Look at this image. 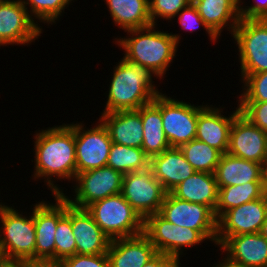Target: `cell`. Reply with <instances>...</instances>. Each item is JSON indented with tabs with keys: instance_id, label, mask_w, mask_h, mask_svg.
<instances>
[{
	"instance_id": "1",
	"label": "cell",
	"mask_w": 267,
	"mask_h": 267,
	"mask_svg": "<svg viewBox=\"0 0 267 267\" xmlns=\"http://www.w3.org/2000/svg\"><path fill=\"white\" fill-rule=\"evenodd\" d=\"M34 134V181L44 180L51 196L63 194L64 188L55 184L58 180L70 181L76 177V152L74 123L54 125ZM34 177V178H33ZM57 179V181L55 179Z\"/></svg>"
},
{
	"instance_id": "2",
	"label": "cell",
	"mask_w": 267,
	"mask_h": 267,
	"mask_svg": "<svg viewBox=\"0 0 267 267\" xmlns=\"http://www.w3.org/2000/svg\"><path fill=\"white\" fill-rule=\"evenodd\" d=\"M157 26L125 31L128 36L115 38L114 41L115 45L124 50V59L145 66L161 80L177 56L182 36L179 33L161 31Z\"/></svg>"
},
{
	"instance_id": "3",
	"label": "cell",
	"mask_w": 267,
	"mask_h": 267,
	"mask_svg": "<svg viewBox=\"0 0 267 267\" xmlns=\"http://www.w3.org/2000/svg\"><path fill=\"white\" fill-rule=\"evenodd\" d=\"M157 77L145 66L124 58L113 67L103 113L137 110L161 93L154 84Z\"/></svg>"
},
{
	"instance_id": "4",
	"label": "cell",
	"mask_w": 267,
	"mask_h": 267,
	"mask_svg": "<svg viewBox=\"0 0 267 267\" xmlns=\"http://www.w3.org/2000/svg\"><path fill=\"white\" fill-rule=\"evenodd\" d=\"M85 209L110 240L144 233V220L121 193L95 201Z\"/></svg>"
},
{
	"instance_id": "5",
	"label": "cell",
	"mask_w": 267,
	"mask_h": 267,
	"mask_svg": "<svg viewBox=\"0 0 267 267\" xmlns=\"http://www.w3.org/2000/svg\"><path fill=\"white\" fill-rule=\"evenodd\" d=\"M31 209L29 217L13 205L3 210L0 216V255L3 258L35 262L34 207Z\"/></svg>"
},
{
	"instance_id": "6",
	"label": "cell",
	"mask_w": 267,
	"mask_h": 267,
	"mask_svg": "<svg viewBox=\"0 0 267 267\" xmlns=\"http://www.w3.org/2000/svg\"><path fill=\"white\" fill-rule=\"evenodd\" d=\"M231 37L239 52L240 74L267 71V19H240Z\"/></svg>"
},
{
	"instance_id": "7",
	"label": "cell",
	"mask_w": 267,
	"mask_h": 267,
	"mask_svg": "<svg viewBox=\"0 0 267 267\" xmlns=\"http://www.w3.org/2000/svg\"><path fill=\"white\" fill-rule=\"evenodd\" d=\"M144 234L158 253L168 255L178 262L186 247L192 248L208 241L198 230L176 226L159 213L152 214L144 220Z\"/></svg>"
},
{
	"instance_id": "8",
	"label": "cell",
	"mask_w": 267,
	"mask_h": 267,
	"mask_svg": "<svg viewBox=\"0 0 267 267\" xmlns=\"http://www.w3.org/2000/svg\"><path fill=\"white\" fill-rule=\"evenodd\" d=\"M123 174L109 166L78 173L74 180L73 198L62 195L73 207L85 209L95 201L120 194Z\"/></svg>"
},
{
	"instance_id": "9",
	"label": "cell",
	"mask_w": 267,
	"mask_h": 267,
	"mask_svg": "<svg viewBox=\"0 0 267 267\" xmlns=\"http://www.w3.org/2000/svg\"><path fill=\"white\" fill-rule=\"evenodd\" d=\"M159 214L176 226L198 230L216 246L217 218L214 211L205 205L191 203L166 193Z\"/></svg>"
},
{
	"instance_id": "10",
	"label": "cell",
	"mask_w": 267,
	"mask_h": 267,
	"mask_svg": "<svg viewBox=\"0 0 267 267\" xmlns=\"http://www.w3.org/2000/svg\"><path fill=\"white\" fill-rule=\"evenodd\" d=\"M166 193L150 167L123 174L121 194L143 220L159 213Z\"/></svg>"
},
{
	"instance_id": "11",
	"label": "cell",
	"mask_w": 267,
	"mask_h": 267,
	"mask_svg": "<svg viewBox=\"0 0 267 267\" xmlns=\"http://www.w3.org/2000/svg\"><path fill=\"white\" fill-rule=\"evenodd\" d=\"M202 105L178 100L161 92L162 126L170 147H180L196 138L198 111Z\"/></svg>"
},
{
	"instance_id": "12",
	"label": "cell",
	"mask_w": 267,
	"mask_h": 267,
	"mask_svg": "<svg viewBox=\"0 0 267 267\" xmlns=\"http://www.w3.org/2000/svg\"><path fill=\"white\" fill-rule=\"evenodd\" d=\"M84 126L81 122L74 124L76 175L107 166L112 145L108 130L99 119L93 127Z\"/></svg>"
},
{
	"instance_id": "13",
	"label": "cell",
	"mask_w": 267,
	"mask_h": 267,
	"mask_svg": "<svg viewBox=\"0 0 267 267\" xmlns=\"http://www.w3.org/2000/svg\"><path fill=\"white\" fill-rule=\"evenodd\" d=\"M43 33L21 0H0V47L27 45Z\"/></svg>"
},
{
	"instance_id": "14",
	"label": "cell",
	"mask_w": 267,
	"mask_h": 267,
	"mask_svg": "<svg viewBox=\"0 0 267 267\" xmlns=\"http://www.w3.org/2000/svg\"><path fill=\"white\" fill-rule=\"evenodd\" d=\"M53 202L38 201L34 206L36 232L35 262H55V233L58 221L66 214V199L55 194Z\"/></svg>"
},
{
	"instance_id": "15",
	"label": "cell",
	"mask_w": 267,
	"mask_h": 267,
	"mask_svg": "<svg viewBox=\"0 0 267 267\" xmlns=\"http://www.w3.org/2000/svg\"><path fill=\"white\" fill-rule=\"evenodd\" d=\"M267 216V192L256 200L227 210L217 220L216 245L231 236L258 233Z\"/></svg>"
},
{
	"instance_id": "16",
	"label": "cell",
	"mask_w": 267,
	"mask_h": 267,
	"mask_svg": "<svg viewBox=\"0 0 267 267\" xmlns=\"http://www.w3.org/2000/svg\"><path fill=\"white\" fill-rule=\"evenodd\" d=\"M227 153L262 164L267 156V133L239 112L230 129Z\"/></svg>"
},
{
	"instance_id": "17",
	"label": "cell",
	"mask_w": 267,
	"mask_h": 267,
	"mask_svg": "<svg viewBox=\"0 0 267 267\" xmlns=\"http://www.w3.org/2000/svg\"><path fill=\"white\" fill-rule=\"evenodd\" d=\"M240 112L237 104L236 110L228 116L223 115L222 107H215L208 103L198 111L196 127V140L207 143L222 154L227 153L229 147L230 129L235 116Z\"/></svg>"
},
{
	"instance_id": "18",
	"label": "cell",
	"mask_w": 267,
	"mask_h": 267,
	"mask_svg": "<svg viewBox=\"0 0 267 267\" xmlns=\"http://www.w3.org/2000/svg\"><path fill=\"white\" fill-rule=\"evenodd\" d=\"M158 254L144 234L111 240L107 257L110 267H143Z\"/></svg>"
},
{
	"instance_id": "19",
	"label": "cell",
	"mask_w": 267,
	"mask_h": 267,
	"mask_svg": "<svg viewBox=\"0 0 267 267\" xmlns=\"http://www.w3.org/2000/svg\"><path fill=\"white\" fill-rule=\"evenodd\" d=\"M71 225L76 242V254L107 253L111 240L86 209L71 206Z\"/></svg>"
},
{
	"instance_id": "20",
	"label": "cell",
	"mask_w": 267,
	"mask_h": 267,
	"mask_svg": "<svg viewBox=\"0 0 267 267\" xmlns=\"http://www.w3.org/2000/svg\"><path fill=\"white\" fill-rule=\"evenodd\" d=\"M219 247L230 260L244 267L267 264V238L259 232L228 237Z\"/></svg>"
},
{
	"instance_id": "21",
	"label": "cell",
	"mask_w": 267,
	"mask_h": 267,
	"mask_svg": "<svg viewBox=\"0 0 267 267\" xmlns=\"http://www.w3.org/2000/svg\"><path fill=\"white\" fill-rule=\"evenodd\" d=\"M149 167L167 193L196 172L178 147H170L151 157Z\"/></svg>"
},
{
	"instance_id": "22",
	"label": "cell",
	"mask_w": 267,
	"mask_h": 267,
	"mask_svg": "<svg viewBox=\"0 0 267 267\" xmlns=\"http://www.w3.org/2000/svg\"><path fill=\"white\" fill-rule=\"evenodd\" d=\"M99 120L108 130L112 143L141 148L143 143V123L140 108L101 114Z\"/></svg>"
},
{
	"instance_id": "23",
	"label": "cell",
	"mask_w": 267,
	"mask_h": 267,
	"mask_svg": "<svg viewBox=\"0 0 267 267\" xmlns=\"http://www.w3.org/2000/svg\"><path fill=\"white\" fill-rule=\"evenodd\" d=\"M208 28L218 37L227 28L232 35L240 21L239 0H199L191 2Z\"/></svg>"
},
{
	"instance_id": "24",
	"label": "cell",
	"mask_w": 267,
	"mask_h": 267,
	"mask_svg": "<svg viewBox=\"0 0 267 267\" xmlns=\"http://www.w3.org/2000/svg\"><path fill=\"white\" fill-rule=\"evenodd\" d=\"M218 187L243 185L248 182H262L261 164L222 154L214 172Z\"/></svg>"
},
{
	"instance_id": "25",
	"label": "cell",
	"mask_w": 267,
	"mask_h": 267,
	"mask_svg": "<svg viewBox=\"0 0 267 267\" xmlns=\"http://www.w3.org/2000/svg\"><path fill=\"white\" fill-rule=\"evenodd\" d=\"M141 121L143 123L142 149L151 158L170 148L168 139L162 126L161 93L151 103L140 107Z\"/></svg>"
},
{
	"instance_id": "26",
	"label": "cell",
	"mask_w": 267,
	"mask_h": 267,
	"mask_svg": "<svg viewBox=\"0 0 267 267\" xmlns=\"http://www.w3.org/2000/svg\"><path fill=\"white\" fill-rule=\"evenodd\" d=\"M171 193L179 199L208 206L214 212L218 204L219 188L213 173L196 171Z\"/></svg>"
},
{
	"instance_id": "27",
	"label": "cell",
	"mask_w": 267,
	"mask_h": 267,
	"mask_svg": "<svg viewBox=\"0 0 267 267\" xmlns=\"http://www.w3.org/2000/svg\"><path fill=\"white\" fill-rule=\"evenodd\" d=\"M115 26L125 31L152 25L148 0H104Z\"/></svg>"
},
{
	"instance_id": "28",
	"label": "cell",
	"mask_w": 267,
	"mask_h": 267,
	"mask_svg": "<svg viewBox=\"0 0 267 267\" xmlns=\"http://www.w3.org/2000/svg\"><path fill=\"white\" fill-rule=\"evenodd\" d=\"M218 188V204L214 212L217 220L227 210L261 198L267 192L262 182H248L243 185Z\"/></svg>"
},
{
	"instance_id": "29",
	"label": "cell",
	"mask_w": 267,
	"mask_h": 267,
	"mask_svg": "<svg viewBox=\"0 0 267 267\" xmlns=\"http://www.w3.org/2000/svg\"><path fill=\"white\" fill-rule=\"evenodd\" d=\"M150 158L142 148L128 147L112 143L107 166L127 174L145 170L149 167Z\"/></svg>"
},
{
	"instance_id": "30",
	"label": "cell",
	"mask_w": 267,
	"mask_h": 267,
	"mask_svg": "<svg viewBox=\"0 0 267 267\" xmlns=\"http://www.w3.org/2000/svg\"><path fill=\"white\" fill-rule=\"evenodd\" d=\"M179 148L187 162L197 172L214 174L222 156V153L217 149L196 139L181 145Z\"/></svg>"
},
{
	"instance_id": "31",
	"label": "cell",
	"mask_w": 267,
	"mask_h": 267,
	"mask_svg": "<svg viewBox=\"0 0 267 267\" xmlns=\"http://www.w3.org/2000/svg\"><path fill=\"white\" fill-rule=\"evenodd\" d=\"M30 17L38 22L48 25L56 24L63 15L65 8L74 0H21ZM39 20V21H38Z\"/></svg>"
},
{
	"instance_id": "32",
	"label": "cell",
	"mask_w": 267,
	"mask_h": 267,
	"mask_svg": "<svg viewBox=\"0 0 267 267\" xmlns=\"http://www.w3.org/2000/svg\"><path fill=\"white\" fill-rule=\"evenodd\" d=\"M76 254V242L71 225V205L66 200V214L58 221L55 233V262Z\"/></svg>"
},
{
	"instance_id": "33",
	"label": "cell",
	"mask_w": 267,
	"mask_h": 267,
	"mask_svg": "<svg viewBox=\"0 0 267 267\" xmlns=\"http://www.w3.org/2000/svg\"><path fill=\"white\" fill-rule=\"evenodd\" d=\"M240 76L243 90L238 102H267V71Z\"/></svg>"
},
{
	"instance_id": "34",
	"label": "cell",
	"mask_w": 267,
	"mask_h": 267,
	"mask_svg": "<svg viewBox=\"0 0 267 267\" xmlns=\"http://www.w3.org/2000/svg\"><path fill=\"white\" fill-rule=\"evenodd\" d=\"M149 2V16L152 25H158L162 18L163 21H172L176 15L184 8H186L191 0H148ZM158 21V22H157Z\"/></svg>"
},
{
	"instance_id": "35",
	"label": "cell",
	"mask_w": 267,
	"mask_h": 267,
	"mask_svg": "<svg viewBox=\"0 0 267 267\" xmlns=\"http://www.w3.org/2000/svg\"><path fill=\"white\" fill-rule=\"evenodd\" d=\"M178 23L181 26V30L190 31V33L196 32V29L204 28L206 34L210 37V41L214 44L218 41V37L208 28L204 20L199 15L194 4L190 3L186 8L182 9L177 15ZM201 26V27H200Z\"/></svg>"
},
{
	"instance_id": "36",
	"label": "cell",
	"mask_w": 267,
	"mask_h": 267,
	"mask_svg": "<svg viewBox=\"0 0 267 267\" xmlns=\"http://www.w3.org/2000/svg\"><path fill=\"white\" fill-rule=\"evenodd\" d=\"M240 113L267 133V102H237Z\"/></svg>"
},
{
	"instance_id": "37",
	"label": "cell",
	"mask_w": 267,
	"mask_h": 267,
	"mask_svg": "<svg viewBox=\"0 0 267 267\" xmlns=\"http://www.w3.org/2000/svg\"><path fill=\"white\" fill-rule=\"evenodd\" d=\"M62 267H110L107 253L99 255L75 254L63 259Z\"/></svg>"
},
{
	"instance_id": "38",
	"label": "cell",
	"mask_w": 267,
	"mask_h": 267,
	"mask_svg": "<svg viewBox=\"0 0 267 267\" xmlns=\"http://www.w3.org/2000/svg\"><path fill=\"white\" fill-rule=\"evenodd\" d=\"M244 1L239 0L241 19H267V0H255V3L249 6L243 5Z\"/></svg>"
},
{
	"instance_id": "39",
	"label": "cell",
	"mask_w": 267,
	"mask_h": 267,
	"mask_svg": "<svg viewBox=\"0 0 267 267\" xmlns=\"http://www.w3.org/2000/svg\"><path fill=\"white\" fill-rule=\"evenodd\" d=\"M181 263L174 258L158 253L153 259L147 262L143 267H182Z\"/></svg>"
},
{
	"instance_id": "40",
	"label": "cell",
	"mask_w": 267,
	"mask_h": 267,
	"mask_svg": "<svg viewBox=\"0 0 267 267\" xmlns=\"http://www.w3.org/2000/svg\"><path fill=\"white\" fill-rule=\"evenodd\" d=\"M32 262L22 259L0 258V267H31Z\"/></svg>"
},
{
	"instance_id": "41",
	"label": "cell",
	"mask_w": 267,
	"mask_h": 267,
	"mask_svg": "<svg viewBox=\"0 0 267 267\" xmlns=\"http://www.w3.org/2000/svg\"><path fill=\"white\" fill-rule=\"evenodd\" d=\"M211 267H244L243 265L233 262L226 255L223 256L221 262L217 261V264H213Z\"/></svg>"
},
{
	"instance_id": "42",
	"label": "cell",
	"mask_w": 267,
	"mask_h": 267,
	"mask_svg": "<svg viewBox=\"0 0 267 267\" xmlns=\"http://www.w3.org/2000/svg\"><path fill=\"white\" fill-rule=\"evenodd\" d=\"M261 170H262V184L267 191V156L261 164Z\"/></svg>"
},
{
	"instance_id": "43",
	"label": "cell",
	"mask_w": 267,
	"mask_h": 267,
	"mask_svg": "<svg viewBox=\"0 0 267 267\" xmlns=\"http://www.w3.org/2000/svg\"><path fill=\"white\" fill-rule=\"evenodd\" d=\"M31 267H62L58 262H32Z\"/></svg>"
},
{
	"instance_id": "44",
	"label": "cell",
	"mask_w": 267,
	"mask_h": 267,
	"mask_svg": "<svg viewBox=\"0 0 267 267\" xmlns=\"http://www.w3.org/2000/svg\"><path fill=\"white\" fill-rule=\"evenodd\" d=\"M261 235H263L265 238H267V216L265 218L264 223L262 224V227L259 232Z\"/></svg>"
},
{
	"instance_id": "45",
	"label": "cell",
	"mask_w": 267,
	"mask_h": 267,
	"mask_svg": "<svg viewBox=\"0 0 267 267\" xmlns=\"http://www.w3.org/2000/svg\"><path fill=\"white\" fill-rule=\"evenodd\" d=\"M0 201H2V200H0ZM5 204H7V203L0 202V216L2 215L3 210L8 206V204L7 205H5Z\"/></svg>"
}]
</instances>
